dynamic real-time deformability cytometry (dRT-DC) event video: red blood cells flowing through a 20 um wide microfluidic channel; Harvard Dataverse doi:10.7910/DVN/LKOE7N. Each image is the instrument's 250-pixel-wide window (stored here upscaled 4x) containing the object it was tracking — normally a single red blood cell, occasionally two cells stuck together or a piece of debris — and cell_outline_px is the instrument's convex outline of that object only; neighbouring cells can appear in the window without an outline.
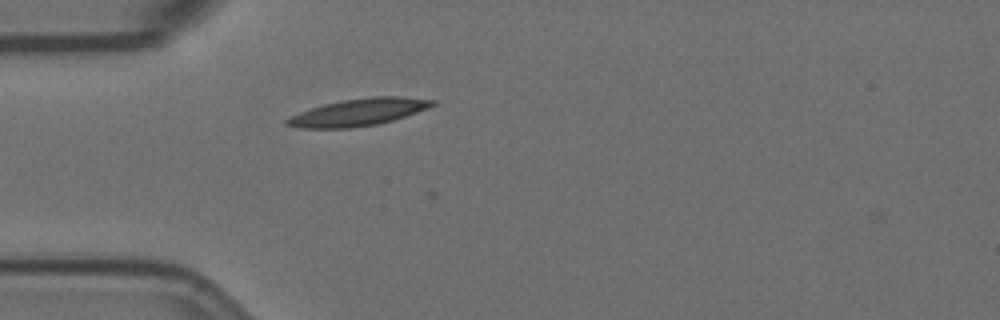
{"species": "Egyptian fruit bat (a non-hibernating species)", "species_latin": "Rousettus aegyptiacus", "temperature_condition": "room temperature", "stored_images_in_passage": 3, "camera_frame_rate_fps": 3000, "um_per_image_px": 0.085, "animal": {"sex": "female"}, "frame": {"image": 1, "passage_image": 1, "time_ms": 0.0, "image_size_px": [1000, 320], "cell_outline_px": [[436, 104], [428, 108], [392, 120], [376, 124], [352, 128], [296, 128], [284, 124], [284, 120], [288, 116], [324, 104], [340, 100], [372, 96], [404, 96], [436, 100]], "centroid_in_image_um": [30.44, 9.53], "position_along_channel_um": 54.6, "area_um2": 23.12}}